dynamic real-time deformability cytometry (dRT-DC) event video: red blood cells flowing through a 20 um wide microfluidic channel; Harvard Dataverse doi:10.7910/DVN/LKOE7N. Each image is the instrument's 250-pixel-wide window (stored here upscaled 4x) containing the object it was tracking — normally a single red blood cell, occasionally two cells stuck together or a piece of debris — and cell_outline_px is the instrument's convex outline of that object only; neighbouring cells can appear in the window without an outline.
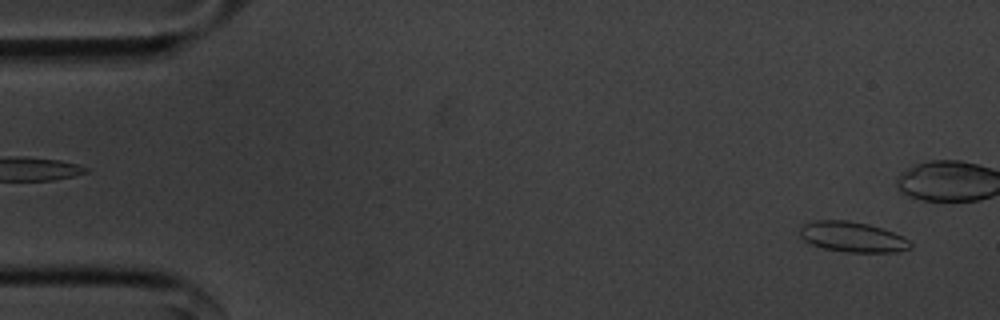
{"species": "common noctule bat (a hibernating species)", "species_latin": "Nyctalus noctula", "temperature_condition": "cold", "stored_images_in_passage": 16, "camera_frame_rate_fps": 3000, "um_per_image_px": 0.085, "animal": {"sex": "male", "body_mass_g": 20.1, "forearm_length_mm": 53.5}, "frame": {"image": 1, "passage_image": 3, "time_ms": 0.667, "image_size_px": [1000, 320], "cell_outline_px": [[912, 248], [896, 252], [844, 252], [824, 248], [812, 244], [804, 240], [800, 236], [800, 224], [812, 220], [848, 220], [868, 224], [904, 236], [912, 244]], "centroid_in_image_um": [72.44, 20.13], "position_along_channel_um": 12.6, "area_um2": 19.65}}